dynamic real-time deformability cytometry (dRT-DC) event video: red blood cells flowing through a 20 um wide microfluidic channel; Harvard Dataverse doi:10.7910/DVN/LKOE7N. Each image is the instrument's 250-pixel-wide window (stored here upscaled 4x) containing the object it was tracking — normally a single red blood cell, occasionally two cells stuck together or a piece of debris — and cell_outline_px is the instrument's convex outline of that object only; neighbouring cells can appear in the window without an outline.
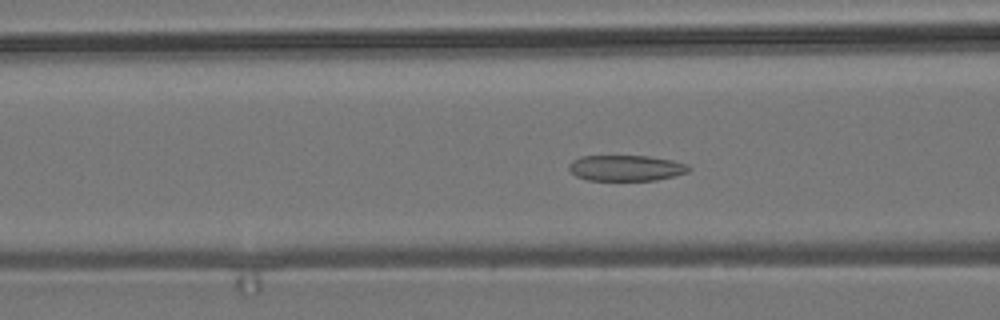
{"species": "common noctule bat (a hibernating species)", "species_latin": "Nyctalus noctula", "temperature_condition": "room temperature", "stored_images_in_passage": 56, "camera_frame_rate_fps": 3000, "um_per_image_px": 0.085, "animal": {"sex": "male", "body_mass_g": 19.2, "forearm_length_mm": 51.8}, "frame": {"image": 1, "passage_image": 22, "time_ms": 7.0, "image_size_px": [1000, 320], "cell_outline_px": [[692, 168], [688, 172], [656, 180], [588, 180], [576, 176], [568, 168], [568, 164], [572, 160], [580, 156], [648, 156], [672, 160], [688, 164]], "centroid_in_image_um": [53.21, 14.27], "position_along_channel_um": 113.4, "area_um2": 18.03}}
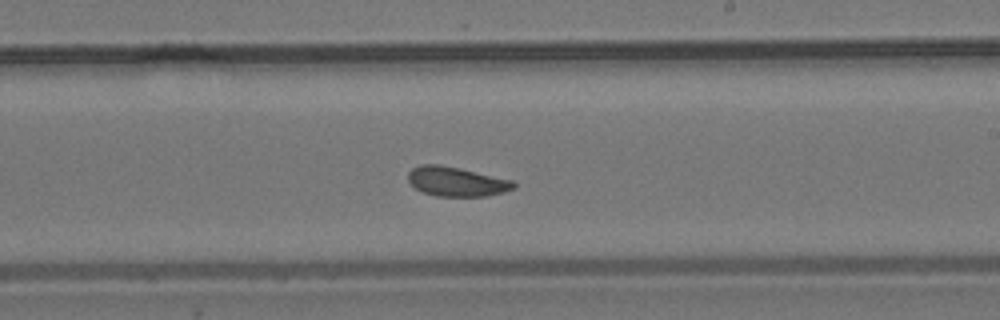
{"frame": {"image": 2, "passage_image": 33, "time_ms": 10.667, "image_size_px": [1000, 320], "cell_outline_px": [[516, 188], [504, 192], [488, 196], [436, 196], [424, 192], [416, 188], [408, 180], [408, 172], [412, 168], [420, 164], [440, 164], [460, 168], [512, 180], [516, 184]], "centroid_in_image_um": [38.81, 15.43], "position_along_channel_um": 250.2, "area_um2": 18.15}}
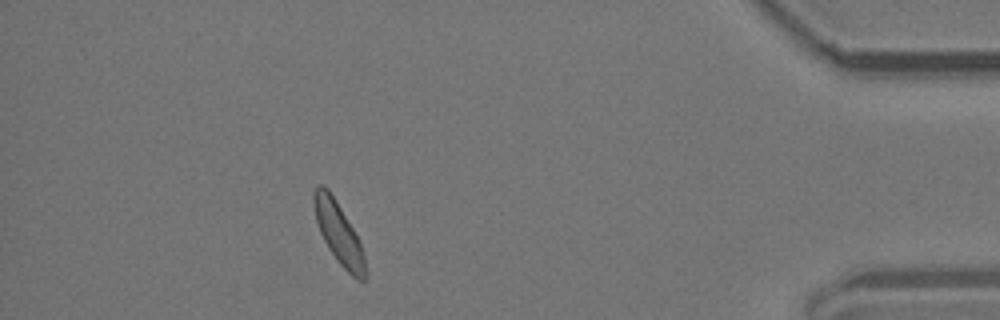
{"frame": {"image": 3, "passage_image": 50, "time_ms": 16.333, "image_size_px": [1000, 320], "cell_outline_px": [[364, 280], [356, 280], [336, 260], [328, 248], [320, 232], [316, 220], [312, 200], [312, 192], [316, 184], [324, 184], [328, 188], [352, 228], [360, 244], [364, 256]], "centroid_in_image_um": [28.71, 19.75], "position_along_channel_um": 406.5, "area_um2": 17.98}, "authors_computed_cell_mechanics": {"area_um2": 18.6983, "velocity_mm_per_s": 3.7283, "shape_relaxation_time_tau1_ms": 6.9619, "shape_relaxation_time_tau2_ms": 2.1569, "deformation_change_tau1": 0.0859, "deformation_change_tau2": 0.0824}}